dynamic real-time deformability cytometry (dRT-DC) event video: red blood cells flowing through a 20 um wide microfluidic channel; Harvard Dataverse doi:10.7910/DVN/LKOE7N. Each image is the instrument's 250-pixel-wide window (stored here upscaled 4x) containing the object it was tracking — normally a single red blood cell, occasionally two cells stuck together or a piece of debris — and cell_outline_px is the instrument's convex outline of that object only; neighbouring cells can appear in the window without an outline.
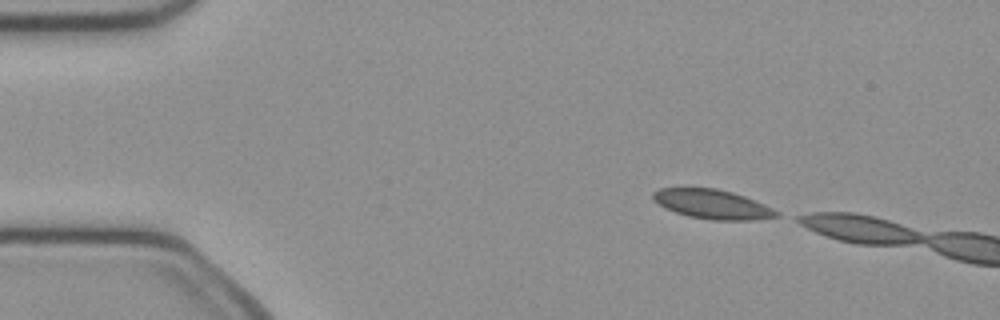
{"species": "common noctule bat (a hibernating species)", "species_latin": "Nyctalus noctula", "temperature_condition": "cold", "stored_images_in_passage": 4, "camera_frame_rate_fps": 3000, "um_per_image_px": 0.085, "animal": {"sex": "female", "body_mass_g": 21.9}, "frame": {"image": 1, "passage_image": 1, "time_ms": 0.0, "image_size_px": [1000, 320], "cell_outline_px": [[780, 216], [752, 220], [712, 220], [688, 216], [664, 208], [652, 200], [652, 192], [660, 188], [716, 188], [732, 192], [744, 196], [764, 204], [780, 212]], "centroid_in_image_um": [60.53, 17.36], "position_along_channel_um": 24.5, "area_um2": 21.15}}